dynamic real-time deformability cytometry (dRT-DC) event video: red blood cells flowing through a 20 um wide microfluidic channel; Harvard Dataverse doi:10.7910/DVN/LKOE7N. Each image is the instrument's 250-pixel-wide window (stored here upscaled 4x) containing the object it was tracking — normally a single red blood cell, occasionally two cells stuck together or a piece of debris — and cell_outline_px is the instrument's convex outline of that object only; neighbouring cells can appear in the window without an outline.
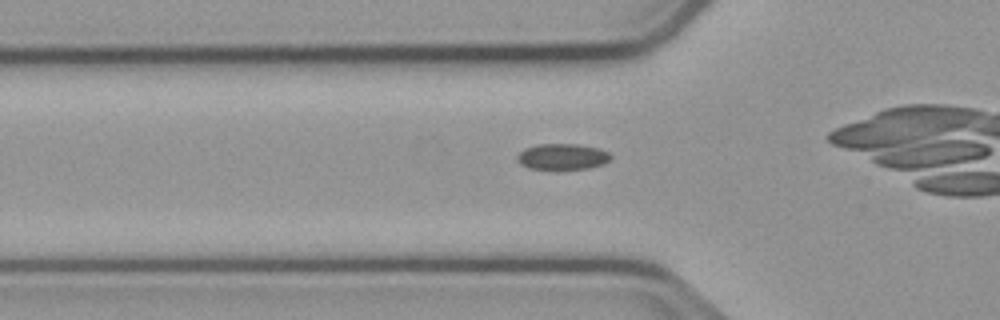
{"species": "common noctule bat (a hibernating species)", "species_latin": "Nyctalus noctula", "temperature_condition": "cold", "stored_images_in_passage": 38, "camera_frame_rate_fps": 3000, "um_per_image_px": 0.085, "animal": {"sex": "male", "body_mass_g": 23.1, "forearm_length_mm": 52.7}, "frame": {"image": 1, "passage_image": 13, "time_ms": 4.0, "image_size_px": [1000, 320], "cell_outline_px": [[612, 156], [604, 164], [588, 168], [556, 172], [552, 172], [528, 168], [520, 164], [516, 160], [516, 156], [524, 148], [536, 144], [576, 144], [596, 148], [608, 152]], "centroid_in_image_um": [47.73, 13.37], "position_along_channel_um": 78.1, "area_um2": 14.85}}
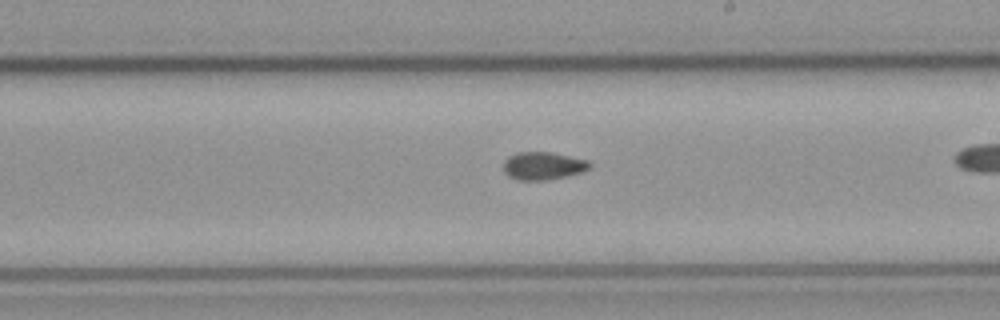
{"frame": {"image": 2, "passage_image": 26, "time_ms": 8.333, "image_size_px": [1000, 320], "cell_outline_px": [[592, 164], [584, 172], [568, 176], [548, 180], [516, 180], [508, 176], [504, 172], [504, 160], [508, 156], [520, 152], [552, 152], [588, 160]], "centroid_in_image_um": [46.17, 14.1], "position_along_channel_um": 242.8, "area_um2": 14.16}}
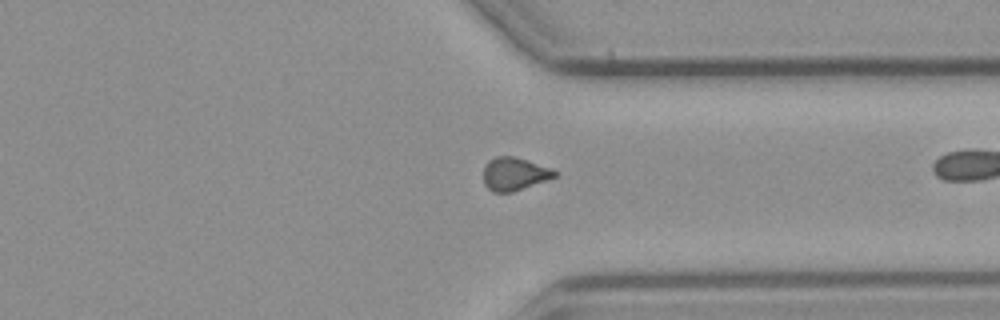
{"frame": {"image": 3, "passage_image": 36, "time_ms": 11.667, "image_size_px": [1000, 320], "cell_outline_px": [[560, 172], [556, 176], [548, 180], [512, 192], [492, 192], [484, 184], [484, 168], [488, 160], [496, 156], [512, 156], [528, 160], [552, 168]], "centroid_in_image_um": [43.75, 14.78], "position_along_channel_um": 367.6, "area_um2": 13.87}}